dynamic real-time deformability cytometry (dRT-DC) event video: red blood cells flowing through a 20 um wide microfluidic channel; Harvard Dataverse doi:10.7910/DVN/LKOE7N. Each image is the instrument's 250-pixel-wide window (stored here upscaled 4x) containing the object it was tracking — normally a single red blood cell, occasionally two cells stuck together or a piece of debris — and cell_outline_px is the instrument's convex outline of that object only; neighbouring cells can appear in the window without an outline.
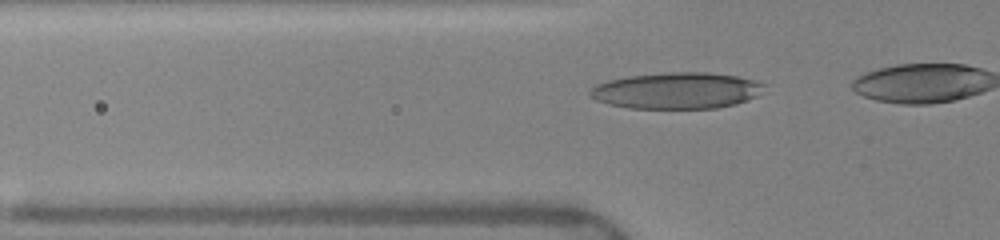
{"species": "human", "species_latin": "Homo sapiens", "temperature_condition": "warm", "stored_images_in_passage": 38, "camera_frame_rate_fps": 3000, "um_per_image_px": 0.085, "donor": {"sex": "female"}, "frame": {"image": 1, "passage_image": 14, "time_ms": 4.333, "image_size_px": [1000, 240], "cell_outline_px": [[768, 84], [756, 96], [748, 100], [736, 104], [716, 108], [628, 108], [608, 104], [596, 100], [588, 92], [596, 84], [608, 80], [628, 76], [668, 72], [704, 72], [736, 76]], "centroid_in_image_um": [57.52, 7.7], "position_along_channel_um": 68.3, "area_um2": 36.82}}
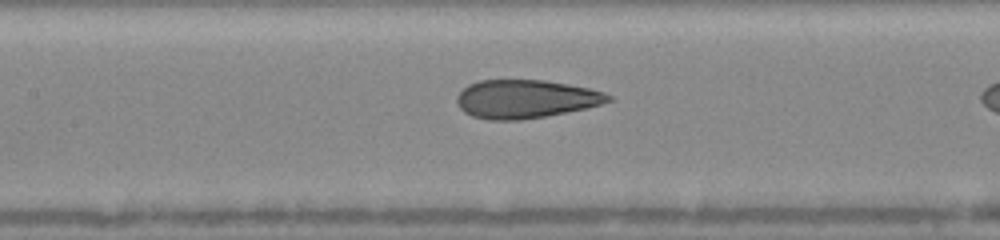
{"frame": {"image": 2, "passage_image": 21, "time_ms": 6.667, "image_size_px": [1000, 240], "cell_outline_px": [[612, 100], [600, 104], [584, 108], [544, 116], [520, 120], [488, 120], [472, 116], [464, 112], [460, 108], [456, 100], [456, 96], [468, 84], [480, 80], [544, 80], [568, 84], [588, 88], [604, 92], [612, 96]], "centroid_in_image_um": [44.64, 8.41], "position_along_channel_um": 162.8, "area_um2": 33.7}}
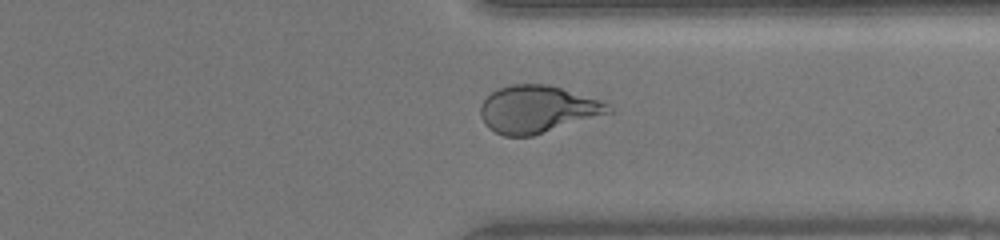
{"frame": {"image": 3, "passage_image": 36, "time_ms": 11.667, "image_size_px": [1000, 240], "cell_outline_px": [[612, 112], [532, 136], [504, 136], [488, 128], [484, 124], [480, 116], [480, 104], [492, 92], [500, 88], [512, 84], [548, 84], [600, 100], [608, 104], [612, 108]], "centroid_in_image_um": [45.65, 9.29], "position_along_channel_um": 365.8, "area_um2": 35.03}}